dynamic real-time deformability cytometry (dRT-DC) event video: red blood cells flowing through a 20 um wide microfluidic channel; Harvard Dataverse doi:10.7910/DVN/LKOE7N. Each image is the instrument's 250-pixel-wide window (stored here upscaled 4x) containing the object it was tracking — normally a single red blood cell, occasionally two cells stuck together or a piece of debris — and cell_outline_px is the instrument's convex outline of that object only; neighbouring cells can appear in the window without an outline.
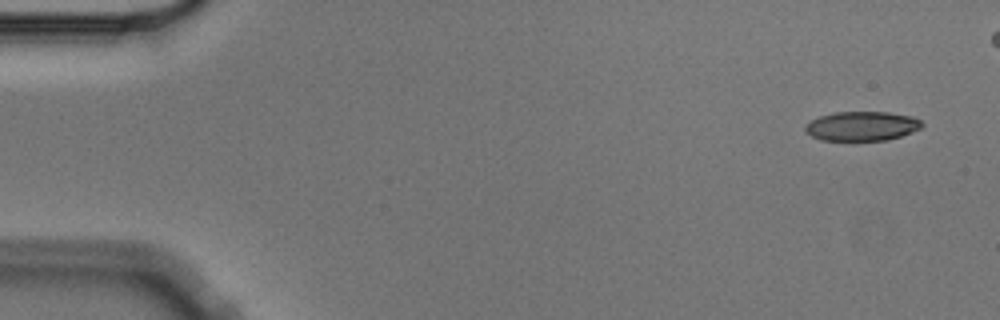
{"species": "Egyptian fruit bat (a non-hibernating species)", "species_latin": "Rousettus aegyptiacus", "temperature_condition": "cold", "stored_images_in_passage": 6, "camera_frame_rate_fps": 3000, "um_per_image_px": 0.085, "animal": {"sex": "male"}, "frame": {"image": 1, "passage_image": 1, "time_ms": 0.0, "image_size_px": [1000, 320], "cell_outline_px": [[924, 124], [920, 128], [912, 132], [888, 140], [820, 140], [804, 132], [804, 128], [812, 120], [820, 116], [832, 112], [888, 112], [912, 116], [920, 120]], "centroid_in_image_um": [73.26, 10.71], "position_along_channel_um": 11.7, "area_um2": 19.94}}
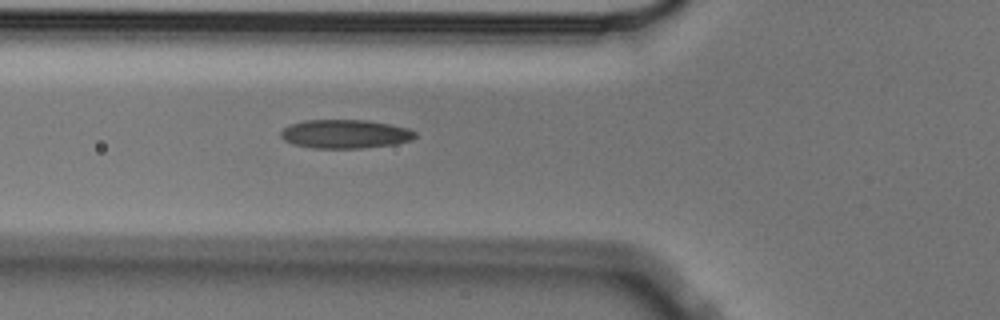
{"frame": {"image": 2, "passage_image": 5, "time_ms": 1.333, "image_size_px": [1000, 320], "cell_outline_px": [[416, 136], [412, 140], [396, 144], [360, 148], [312, 148], [292, 144], [284, 140], [280, 136], [280, 132], [288, 124], [304, 120], [368, 120], [408, 128], [416, 132]], "centroid_in_image_um": [29.31, 11.39], "position_along_channel_um": 96.5, "area_um2": 22.66}}